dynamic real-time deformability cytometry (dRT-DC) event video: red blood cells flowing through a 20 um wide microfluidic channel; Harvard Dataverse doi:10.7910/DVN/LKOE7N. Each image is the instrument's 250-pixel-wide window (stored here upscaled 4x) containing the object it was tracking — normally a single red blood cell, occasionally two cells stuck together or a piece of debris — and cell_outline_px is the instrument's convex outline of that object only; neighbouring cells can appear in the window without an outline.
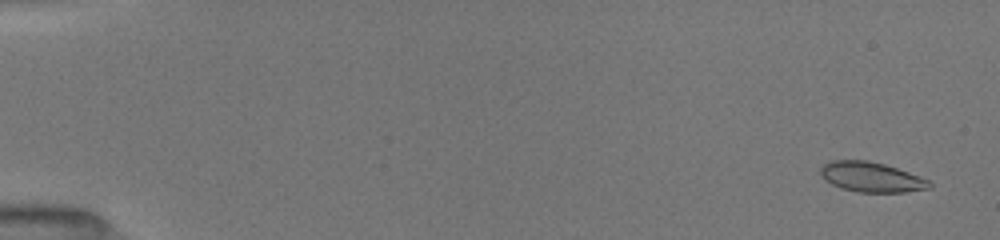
{"species": "common noctule bat (a hibernating species)", "species_latin": "Nyctalus noctula", "temperature_condition": "room temperature", "stored_images_in_passage": 52, "camera_frame_rate_fps": 3000, "um_per_image_px": 0.085, "animal": {"sex": "female", "body_mass_g": 19.5, "forearm_length_mm": 54.1}, "frame": {"image": 1, "passage_image": 3, "time_ms": 0.667, "image_size_px": [1000, 240], "cell_outline_px": [[932, 188], [904, 192], [856, 192], [840, 188], [824, 180], [820, 172], [820, 168], [828, 160], [868, 160], [884, 164], [908, 172], [928, 180], [932, 184]], "centroid_in_image_um": [74.03, 15.05], "position_along_channel_um": 11.0, "area_um2": 19.07}}
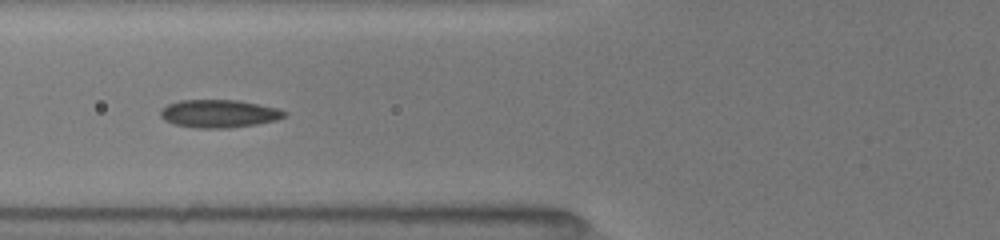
{"frame": {"image": 2, "passage_image": 22, "time_ms": 7.0, "image_size_px": [1000, 240], "cell_outline_px": [[288, 116], [276, 120], [256, 124], [228, 128], [196, 128], [176, 124], [164, 120], [160, 116], [160, 108], [168, 104], [180, 100], [240, 100], [280, 108], [288, 112]], "centroid_in_image_um": [18.65, 9.65], "position_along_channel_um": 107.1, "area_um2": 20.4}}
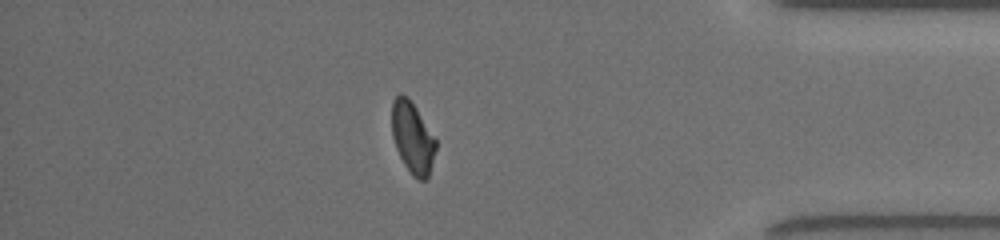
{"frame": {"image": 3, "passage_image": 46, "time_ms": 15.0, "image_size_px": [1000, 240], "cell_outline_px": [[436, 148], [428, 180], [420, 180], [412, 176], [404, 164], [396, 148], [392, 136], [392, 100], [400, 92], [408, 96], [416, 108], [436, 140]], "centroid_in_image_um": [35.06, 11.7], "position_along_channel_um": 400.1, "area_um2": 18.32}, "authors_computed_cell_mechanics": {"area_um2": 19.2185, "velocity_mm_per_s": 4.0179, "shape_relaxation_time_tau1_ms": 6.1452, "shape_relaxation_time_tau2_ms": 1.7221, "deformation_change_tau1": 0.1585, "deformation_change_tau2": 0.071}}